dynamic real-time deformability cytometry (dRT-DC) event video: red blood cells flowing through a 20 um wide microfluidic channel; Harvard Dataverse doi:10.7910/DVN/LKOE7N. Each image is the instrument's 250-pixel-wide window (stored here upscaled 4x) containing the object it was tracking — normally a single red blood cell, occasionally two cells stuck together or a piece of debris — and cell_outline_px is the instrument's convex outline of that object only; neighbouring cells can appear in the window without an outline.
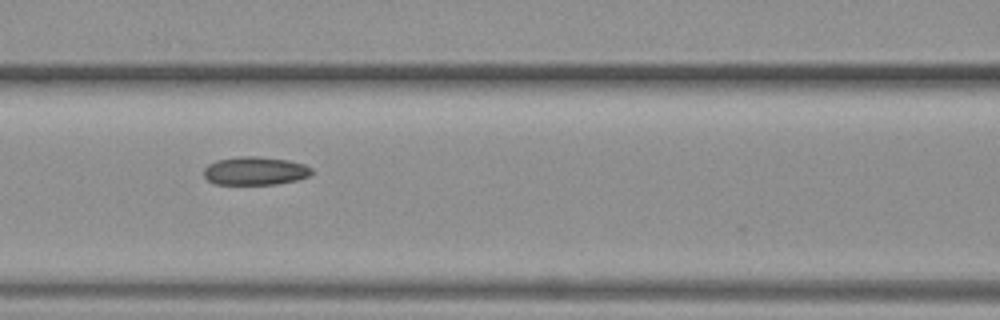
{"species": "common noctule bat (a hibernating species)", "species_latin": "Nyctalus noctula", "temperature_condition": "warm", "stored_images_in_passage": 6, "camera_frame_rate_fps": 3000, "um_per_image_px": 0.085, "animal": {"sex": "female", "body_mass_g": 19.3, "forearm_length_mm": 54.1}, "frame": {"image": 1, "passage_image": 6, "time_ms": 6.0, "image_size_px": [1000, 320], "cell_outline_px": [[312, 172], [308, 176], [296, 180], [276, 184], [216, 184], [208, 180], [204, 176], [204, 168], [208, 164], [216, 160], [240, 156], [260, 156], [288, 160], [304, 164], [312, 168]], "centroid_in_image_um": [21.67, 14.51], "position_along_channel_um": 144.9, "area_um2": 17.8}}